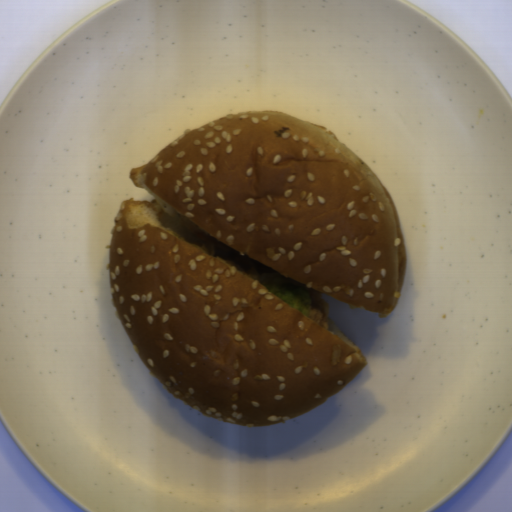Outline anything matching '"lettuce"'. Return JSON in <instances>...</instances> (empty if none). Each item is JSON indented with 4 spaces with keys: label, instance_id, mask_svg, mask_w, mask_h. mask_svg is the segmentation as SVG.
Here are the masks:
<instances>
[{
    "label": "lettuce",
    "instance_id": "9fb2a089",
    "mask_svg": "<svg viewBox=\"0 0 512 512\" xmlns=\"http://www.w3.org/2000/svg\"><path fill=\"white\" fill-rule=\"evenodd\" d=\"M272 294L277 296L279 299L287 303L288 305L294 307L299 310L303 315H309V310L305 303L302 301L300 297H298L293 291L289 290H279L275 287H266Z\"/></svg>",
    "mask_w": 512,
    "mask_h": 512
}]
</instances>
